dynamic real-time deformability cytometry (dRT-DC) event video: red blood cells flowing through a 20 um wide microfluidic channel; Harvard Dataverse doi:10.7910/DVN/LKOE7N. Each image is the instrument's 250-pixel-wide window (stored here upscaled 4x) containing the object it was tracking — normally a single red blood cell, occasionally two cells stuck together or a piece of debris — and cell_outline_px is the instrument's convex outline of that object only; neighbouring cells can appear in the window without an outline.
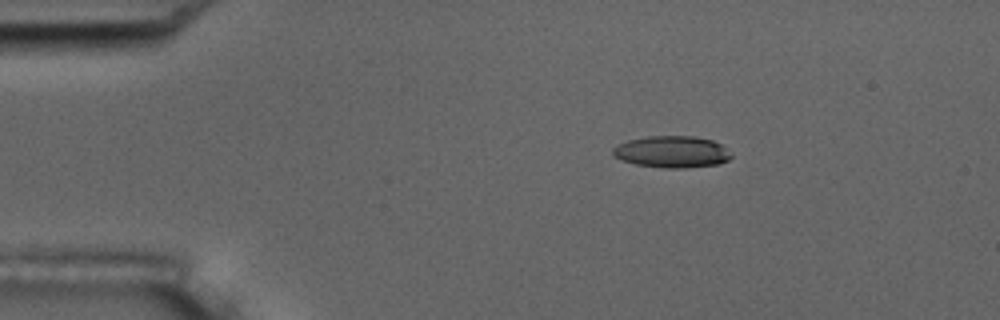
{"species": "common noctule bat (a hibernating species)", "species_latin": "Nyctalus noctula", "temperature_condition": "room temperature", "stored_images_in_passage": 4, "camera_frame_rate_fps": 3000, "um_per_image_px": 0.085, "animal": {"sex": "male", "body_mass_g": 17.5, "forearm_length_mm": 52.3}, "frame": {"image": 1, "passage_image": 2, "time_ms": 1.0, "image_size_px": [1000, 320], "cell_outline_px": [[732, 156], [728, 160], [720, 164], [684, 168], [664, 168], [636, 164], [612, 156], [612, 148], [628, 140], [648, 136], [692, 136], [712, 140], [720, 144]], "centroid_in_image_um": [57.1, 12.91], "position_along_channel_um": 27.9, "area_um2": 21.73}}